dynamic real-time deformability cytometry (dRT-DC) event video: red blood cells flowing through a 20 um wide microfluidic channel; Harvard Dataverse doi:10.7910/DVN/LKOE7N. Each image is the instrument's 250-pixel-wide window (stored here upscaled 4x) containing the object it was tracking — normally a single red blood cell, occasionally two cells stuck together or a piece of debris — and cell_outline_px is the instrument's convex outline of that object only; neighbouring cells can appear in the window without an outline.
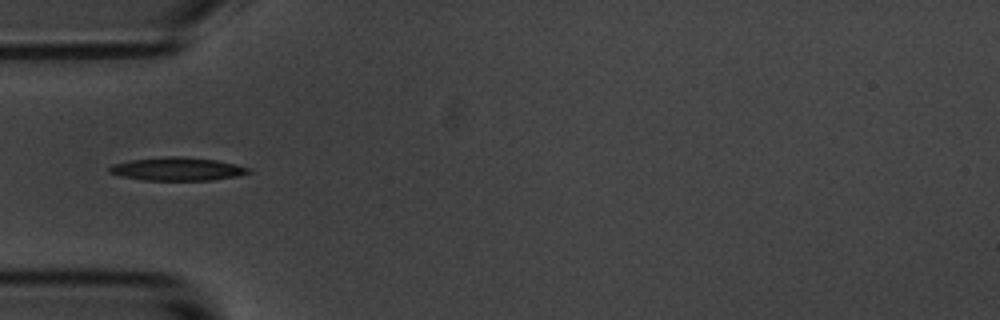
{"species": "common noctule bat (a hibernating species)", "species_latin": "Nyctalus noctula", "temperature_condition": "room temperature", "stored_images_in_passage": 3, "camera_frame_rate_fps": 3000, "um_per_image_px": 0.085, "animal": {"sex": "male", "body_mass_g": 20.1, "forearm_length_mm": 53.5}, "frame": {"image": 1, "passage_image": 1, "time_ms": 0.0, "image_size_px": [1000, 320], "cell_outline_px": [[252, 172], [236, 176], [212, 180], [144, 180], [120, 176], [108, 172], [108, 168], [112, 164], [128, 160], [168, 156], [176, 156], [216, 160], [236, 164], [252, 168]], "centroid_in_image_um": [15.06, 14.36], "position_along_channel_um": 69.9, "area_um2": 18.9}}
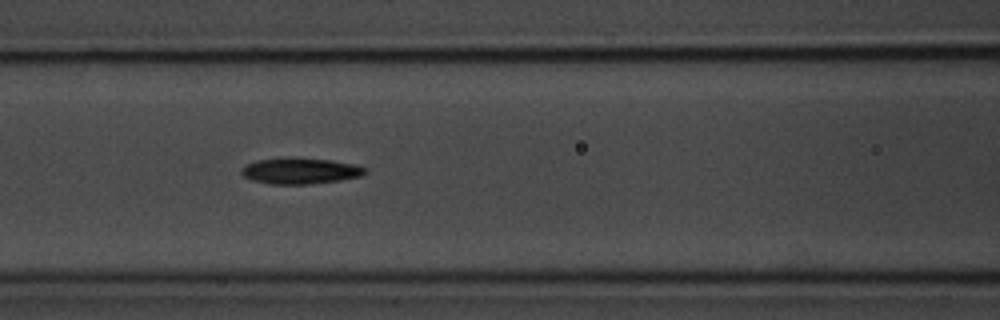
{"frame": {"image": 2, "passage_image": 3, "time_ms": 2.0, "image_size_px": [1000, 320], "cell_outline_px": [[368, 172], [360, 176], [340, 180], [308, 184], [272, 184], [252, 180], [244, 176], [240, 172], [240, 168], [244, 164], [256, 160], [288, 156], [332, 160], [356, 164], [368, 168]], "centroid_in_image_um": [25.51, 14.5], "position_along_channel_um": 141.1, "area_um2": 19.25}}